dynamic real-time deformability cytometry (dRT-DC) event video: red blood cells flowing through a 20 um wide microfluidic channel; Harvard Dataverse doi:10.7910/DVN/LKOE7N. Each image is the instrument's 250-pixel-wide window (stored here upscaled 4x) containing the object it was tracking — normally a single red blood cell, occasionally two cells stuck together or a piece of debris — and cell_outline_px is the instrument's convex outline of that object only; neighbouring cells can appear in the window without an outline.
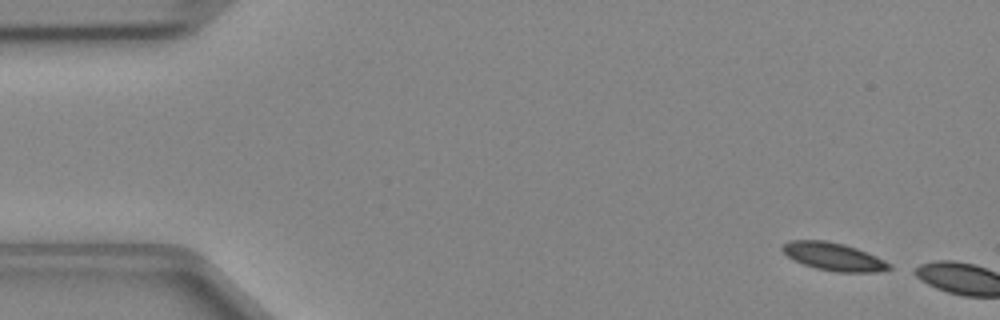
{"species": "Egyptian fruit bat (a non-hibernating species)", "species_latin": "Rousettus aegyptiacus", "temperature_condition": "cold", "stored_images_in_passage": 4, "camera_frame_rate_fps": 3000, "um_per_image_px": 0.085, "animal": {"sex": "female"}, "frame": {"image": 1, "passage_image": 1, "time_ms": 0.0, "image_size_px": [1000, 320], "cell_outline_px": [[892, 268], [880, 272], [836, 272], [816, 268], [804, 264], [788, 256], [780, 248], [788, 240], [824, 240], [844, 244], [856, 248], [876, 256], [892, 264]], "centroid_in_image_um": [70.88, 21.81], "position_along_channel_um": 14.1, "area_um2": 17.28}}